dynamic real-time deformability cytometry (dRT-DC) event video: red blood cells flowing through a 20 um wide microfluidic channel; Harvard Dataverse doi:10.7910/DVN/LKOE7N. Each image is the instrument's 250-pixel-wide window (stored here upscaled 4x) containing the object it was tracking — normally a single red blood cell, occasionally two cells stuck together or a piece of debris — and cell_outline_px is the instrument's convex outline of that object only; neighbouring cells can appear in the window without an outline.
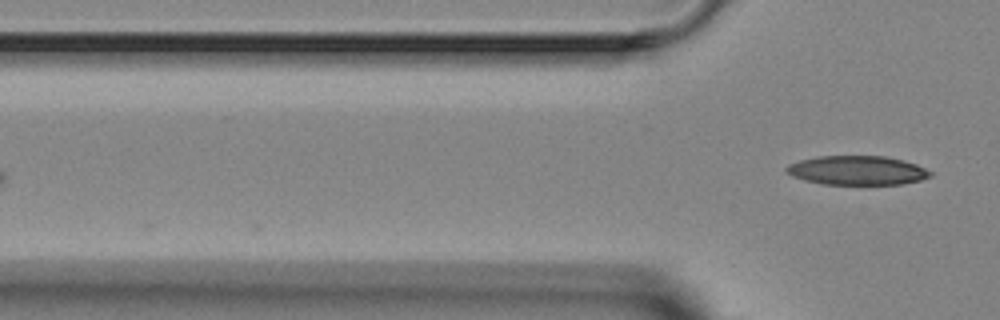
{"species": "Egyptian fruit bat (a non-hibernating species)", "species_latin": "Rousettus aegyptiacus", "temperature_condition": "room temperature", "stored_images_in_passage": 5, "camera_frame_rate_fps": 3000, "um_per_image_px": 0.085, "animal": {"sex": "female"}, "frame": {"image": 1, "passage_image": 5, "time_ms": 4.667, "image_size_px": [1000, 320], "cell_outline_px": [[932, 176], [920, 180], [900, 184], [820, 184], [804, 180], [792, 176], [784, 172], [784, 168], [788, 164], [800, 160], [820, 156], [884, 156], [904, 160], [916, 164], [932, 172]], "centroid_in_image_um": [72.82, 14.48], "position_along_channel_um": 53.0, "area_um2": 24.51}}